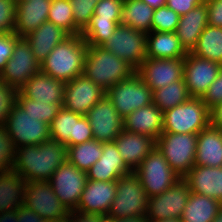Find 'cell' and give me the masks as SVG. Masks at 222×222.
Returning <instances> with one entry per match:
<instances>
[{
	"mask_svg": "<svg viewBox=\"0 0 222 222\" xmlns=\"http://www.w3.org/2000/svg\"><path fill=\"white\" fill-rule=\"evenodd\" d=\"M210 125L222 130V103L209 110Z\"/></svg>",
	"mask_w": 222,
	"mask_h": 222,
	"instance_id": "cell-51",
	"label": "cell"
},
{
	"mask_svg": "<svg viewBox=\"0 0 222 222\" xmlns=\"http://www.w3.org/2000/svg\"><path fill=\"white\" fill-rule=\"evenodd\" d=\"M57 222H74V221H73V217L71 215H69L68 217L63 218Z\"/></svg>",
	"mask_w": 222,
	"mask_h": 222,
	"instance_id": "cell-59",
	"label": "cell"
},
{
	"mask_svg": "<svg viewBox=\"0 0 222 222\" xmlns=\"http://www.w3.org/2000/svg\"><path fill=\"white\" fill-rule=\"evenodd\" d=\"M4 127L15 148L24 145H39L50 139L49 125L25 113L17 103L13 105Z\"/></svg>",
	"mask_w": 222,
	"mask_h": 222,
	"instance_id": "cell-9",
	"label": "cell"
},
{
	"mask_svg": "<svg viewBox=\"0 0 222 222\" xmlns=\"http://www.w3.org/2000/svg\"><path fill=\"white\" fill-rule=\"evenodd\" d=\"M207 25L208 12L205 2L180 17L175 33L187 52H192L196 47L199 37Z\"/></svg>",
	"mask_w": 222,
	"mask_h": 222,
	"instance_id": "cell-27",
	"label": "cell"
},
{
	"mask_svg": "<svg viewBox=\"0 0 222 222\" xmlns=\"http://www.w3.org/2000/svg\"><path fill=\"white\" fill-rule=\"evenodd\" d=\"M193 193L214 198L222 203V166L194 165L183 177Z\"/></svg>",
	"mask_w": 222,
	"mask_h": 222,
	"instance_id": "cell-25",
	"label": "cell"
},
{
	"mask_svg": "<svg viewBox=\"0 0 222 222\" xmlns=\"http://www.w3.org/2000/svg\"><path fill=\"white\" fill-rule=\"evenodd\" d=\"M135 72L130 64L102 46L88 45L83 74L104 91Z\"/></svg>",
	"mask_w": 222,
	"mask_h": 222,
	"instance_id": "cell-3",
	"label": "cell"
},
{
	"mask_svg": "<svg viewBox=\"0 0 222 222\" xmlns=\"http://www.w3.org/2000/svg\"><path fill=\"white\" fill-rule=\"evenodd\" d=\"M194 165L222 166V130L209 124L197 134Z\"/></svg>",
	"mask_w": 222,
	"mask_h": 222,
	"instance_id": "cell-28",
	"label": "cell"
},
{
	"mask_svg": "<svg viewBox=\"0 0 222 222\" xmlns=\"http://www.w3.org/2000/svg\"><path fill=\"white\" fill-rule=\"evenodd\" d=\"M124 129L156 139L163 133V112L155 104L134 110L123 119Z\"/></svg>",
	"mask_w": 222,
	"mask_h": 222,
	"instance_id": "cell-26",
	"label": "cell"
},
{
	"mask_svg": "<svg viewBox=\"0 0 222 222\" xmlns=\"http://www.w3.org/2000/svg\"><path fill=\"white\" fill-rule=\"evenodd\" d=\"M16 148L4 125H0V173L13 169Z\"/></svg>",
	"mask_w": 222,
	"mask_h": 222,
	"instance_id": "cell-43",
	"label": "cell"
},
{
	"mask_svg": "<svg viewBox=\"0 0 222 222\" xmlns=\"http://www.w3.org/2000/svg\"><path fill=\"white\" fill-rule=\"evenodd\" d=\"M48 21L62 28L69 35H75V22L70 0H52Z\"/></svg>",
	"mask_w": 222,
	"mask_h": 222,
	"instance_id": "cell-38",
	"label": "cell"
},
{
	"mask_svg": "<svg viewBox=\"0 0 222 222\" xmlns=\"http://www.w3.org/2000/svg\"><path fill=\"white\" fill-rule=\"evenodd\" d=\"M190 95L184 79L172 82L168 86L153 91V104L164 112L187 101Z\"/></svg>",
	"mask_w": 222,
	"mask_h": 222,
	"instance_id": "cell-35",
	"label": "cell"
},
{
	"mask_svg": "<svg viewBox=\"0 0 222 222\" xmlns=\"http://www.w3.org/2000/svg\"><path fill=\"white\" fill-rule=\"evenodd\" d=\"M204 2L205 0H166V6L183 16Z\"/></svg>",
	"mask_w": 222,
	"mask_h": 222,
	"instance_id": "cell-49",
	"label": "cell"
},
{
	"mask_svg": "<svg viewBox=\"0 0 222 222\" xmlns=\"http://www.w3.org/2000/svg\"><path fill=\"white\" fill-rule=\"evenodd\" d=\"M149 197L132 171L116 180V195L107 216L120 219L146 215Z\"/></svg>",
	"mask_w": 222,
	"mask_h": 222,
	"instance_id": "cell-5",
	"label": "cell"
},
{
	"mask_svg": "<svg viewBox=\"0 0 222 222\" xmlns=\"http://www.w3.org/2000/svg\"><path fill=\"white\" fill-rule=\"evenodd\" d=\"M92 128L93 137L100 142H113L124 129L123 118L110 99L104 95L85 115Z\"/></svg>",
	"mask_w": 222,
	"mask_h": 222,
	"instance_id": "cell-16",
	"label": "cell"
},
{
	"mask_svg": "<svg viewBox=\"0 0 222 222\" xmlns=\"http://www.w3.org/2000/svg\"><path fill=\"white\" fill-rule=\"evenodd\" d=\"M116 195V181L87 180L75 211L106 216Z\"/></svg>",
	"mask_w": 222,
	"mask_h": 222,
	"instance_id": "cell-20",
	"label": "cell"
},
{
	"mask_svg": "<svg viewBox=\"0 0 222 222\" xmlns=\"http://www.w3.org/2000/svg\"><path fill=\"white\" fill-rule=\"evenodd\" d=\"M221 208L220 201L191 192L180 219L182 222H212Z\"/></svg>",
	"mask_w": 222,
	"mask_h": 222,
	"instance_id": "cell-32",
	"label": "cell"
},
{
	"mask_svg": "<svg viewBox=\"0 0 222 222\" xmlns=\"http://www.w3.org/2000/svg\"><path fill=\"white\" fill-rule=\"evenodd\" d=\"M221 69V64L188 52L184 57L183 78L190 97L202 98Z\"/></svg>",
	"mask_w": 222,
	"mask_h": 222,
	"instance_id": "cell-17",
	"label": "cell"
},
{
	"mask_svg": "<svg viewBox=\"0 0 222 222\" xmlns=\"http://www.w3.org/2000/svg\"><path fill=\"white\" fill-rule=\"evenodd\" d=\"M25 97L43 103H64L65 82L38 72L19 90Z\"/></svg>",
	"mask_w": 222,
	"mask_h": 222,
	"instance_id": "cell-24",
	"label": "cell"
},
{
	"mask_svg": "<svg viewBox=\"0 0 222 222\" xmlns=\"http://www.w3.org/2000/svg\"><path fill=\"white\" fill-rule=\"evenodd\" d=\"M154 11L155 8L142 0H124L120 24L128 25L137 31L148 34L151 32Z\"/></svg>",
	"mask_w": 222,
	"mask_h": 222,
	"instance_id": "cell-33",
	"label": "cell"
},
{
	"mask_svg": "<svg viewBox=\"0 0 222 222\" xmlns=\"http://www.w3.org/2000/svg\"><path fill=\"white\" fill-rule=\"evenodd\" d=\"M114 142L124 163L131 171H134L156 147L153 138L126 129L122 130Z\"/></svg>",
	"mask_w": 222,
	"mask_h": 222,
	"instance_id": "cell-22",
	"label": "cell"
},
{
	"mask_svg": "<svg viewBox=\"0 0 222 222\" xmlns=\"http://www.w3.org/2000/svg\"><path fill=\"white\" fill-rule=\"evenodd\" d=\"M17 0H0V34L13 33Z\"/></svg>",
	"mask_w": 222,
	"mask_h": 222,
	"instance_id": "cell-45",
	"label": "cell"
},
{
	"mask_svg": "<svg viewBox=\"0 0 222 222\" xmlns=\"http://www.w3.org/2000/svg\"><path fill=\"white\" fill-rule=\"evenodd\" d=\"M49 127L50 139L58 141L66 147L94 139L89 120L64 107L54 117Z\"/></svg>",
	"mask_w": 222,
	"mask_h": 222,
	"instance_id": "cell-12",
	"label": "cell"
},
{
	"mask_svg": "<svg viewBox=\"0 0 222 222\" xmlns=\"http://www.w3.org/2000/svg\"><path fill=\"white\" fill-rule=\"evenodd\" d=\"M124 0H100L91 21H120Z\"/></svg>",
	"mask_w": 222,
	"mask_h": 222,
	"instance_id": "cell-42",
	"label": "cell"
},
{
	"mask_svg": "<svg viewBox=\"0 0 222 222\" xmlns=\"http://www.w3.org/2000/svg\"><path fill=\"white\" fill-rule=\"evenodd\" d=\"M180 15L166 5L155 8L151 31L175 32L180 21Z\"/></svg>",
	"mask_w": 222,
	"mask_h": 222,
	"instance_id": "cell-41",
	"label": "cell"
},
{
	"mask_svg": "<svg viewBox=\"0 0 222 222\" xmlns=\"http://www.w3.org/2000/svg\"><path fill=\"white\" fill-rule=\"evenodd\" d=\"M120 21H90L81 33L87 45L102 46L114 33Z\"/></svg>",
	"mask_w": 222,
	"mask_h": 222,
	"instance_id": "cell-39",
	"label": "cell"
},
{
	"mask_svg": "<svg viewBox=\"0 0 222 222\" xmlns=\"http://www.w3.org/2000/svg\"><path fill=\"white\" fill-rule=\"evenodd\" d=\"M131 172L113 141L103 143L101 157L86 171V175L88 180L116 181Z\"/></svg>",
	"mask_w": 222,
	"mask_h": 222,
	"instance_id": "cell-21",
	"label": "cell"
},
{
	"mask_svg": "<svg viewBox=\"0 0 222 222\" xmlns=\"http://www.w3.org/2000/svg\"><path fill=\"white\" fill-rule=\"evenodd\" d=\"M212 222H222V208L220 209V211L218 212V214L216 215V217Z\"/></svg>",
	"mask_w": 222,
	"mask_h": 222,
	"instance_id": "cell-58",
	"label": "cell"
},
{
	"mask_svg": "<svg viewBox=\"0 0 222 222\" xmlns=\"http://www.w3.org/2000/svg\"><path fill=\"white\" fill-rule=\"evenodd\" d=\"M190 194L188 183L180 178L162 194L150 197L145 215L148 222L160 219H180Z\"/></svg>",
	"mask_w": 222,
	"mask_h": 222,
	"instance_id": "cell-13",
	"label": "cell"
},
{
	"mask_svg": "<svg viewBox=\"0 0 222 222\" xmlns=\"http://www.w3.org/2000/svg\"><path fill=\"white\" fill-rule=\"evenodd\" d=\"M150 222H182L179 218L152 220Z\"/></svg>",
	"mask_w": 222,
	"mask_h": 222,
	"instance_id": "cell-57",
	"label": "cell"
},
{
	"mask_svg": "<svg viewBox=\"0 0 222 222\" xmlns=\"http://www.w3.org/2000/svg\"><path fill=\"white\" fill-rule=\"evenodd\" d=\"M88 178L86 172L72 163H62L48 181L58 199L71 212L75 211Z\"/></svg>",
	"mask_w": 222,
	"mask_h": 222,
	"instance_id": "cell-15",
	"label": "cell"
},
{
	"mask_svg": "<svg viewBox=\"0 0 222 222\" xmlns=\"http://www.w3.org/2000/svg\"><path fill=\"white\" fill-rule=\"evenodd\" d=\"M16 103L24 110L25 113L36 117L39 121H42L48 125L54 117L63 108V103H43L36 100H31L25 97L19 90L16 96Z\"/></svg>",
	"mask_w": 222,
	"mask_h": 222,
	"instance_id": "cell-37",
	"label": "cell"
},
{
	"mask_svg": "<svg viewBox=\"0 0 222 222\" xmlns=\"http://www.w3.org/2000/svg\"><path fill=\"white\" fill-rule=\"evenodd\" d=\"M100 0H70L75 22V35H80L89 25Z\"/></svg>",
	"mask_w": 222,
	"mask_h": 222,
	"instance_id": "cell-40",
	"label": "cell"
},
{
	"mask_svg": "<svg viewBox=\"0 0 222 222\" xmlns=\"http://www.w3.org/2000/svg\"><path fill=\"white\" fill-rule=\"evenodd\" d=\"M16 213L18 216V222H46L43 218L25 205L16 209Z\"/></svg>",
	"mask_w": 222,
	"mask_h": 222,
	"instance_id": "cell-50",
	"label": "cell"
},
{
	"mask_svg": "<svg viewBox=\"0 0 222 222\" xmlns=\"http://www.w3.org/2000/svg\"><path fill=\"white\" fill-rule=\"evenodd\" d=\"M69 36L62 28L47 20L24 38L29 43L35 59L41 63L55 46Z\"/></svg>",
	"mask_w": 222,
	"mask_h": 222,
	"instance_id": "cell-29",
	"label": "cell"
},
{
	"mask_svg": "<svg viewBox=\"0 0 222 222\" xmlns=\"http://www.w3.org/2000/svg\"><path fill=\"white\" fill-rule=\"evenodd\" d=\"M142 1L153 8H158L160 6L166 5V0H142Z\"/></svg>",
	"mask_w": 222,
	"mask_h": 222,
	"instance_id": "cell-55",
	"label": "cell"
},
{
	"mask_svg": "<svg viewBox=\"0 0 222 222\" xmlns=\"http://www.w3.org/2000/svg\"><path fill=\"white\" fill-rule=\"evenodd\" d=\"M88 45L82 35H70L40 63L41 72L69 82L83 74Z\"/></svg>",
	"mask_w": 222,
	"mask_h": 222,
	"instance_id": "cell-2",
	"label": "cell"
},
{
	"mask_svg": "<svg viewBox=\"0 0 222 222\" xmlns=\"http://www.w3.org/2000/svg\"><path fill=\"white\" fill-rule=\"evenodd\" d=\"M201 99L209 110L222 103V69Z\"/></svg>",
	"mask_w": 222,
	"mask_h": 222,
	"instance_id": "cell-46",
	"label": "cell"
},
{
	"mask_svg": "<svg viewBox=\"0 0 222 222\" xmlns=\"http://www.w3.org/2000/svg\"><path fill=\"white\" fill-rule=\"evenodd\" d=\"M24 205L48 222H57L70 215L48 181H27Z\"/></svg>",
	"mask_w": 222,
	"mask_h": 222,
	"instance_id": "cell-11",
	"label": "cell"
},
{
	"mask_svg": "<svg viewBox=\"0 0 222 222\" xmlns=\"http://www.w3.org/2000/svg\"><path fill=\"white\" fill-rule=\"evenodd\" d=\"M20 37L16 33L0 34V74L13 53L15 42Z\"/></svg>",
	"mask_w": 222,
	"mask_h": 222,
	"instance_id": "cell-47",
	"label": "cell"
},
{
	"mask_svg": "<svg viewBox=\"0 0 222 222\" xmlns=\"http://www.w3.org/2000/svg\"><path fill=\"white\" fill-rule=\"evenodd\" d=\"M191 53L222 65V28L207 25Z\"/></svg>",
	"mask_w": 222,
	"mask_h": 222,
	"instance_id": "cell-34",
	"label": "cell"
},
{
	"mask_svg": "<svg viewBox=\"0 0 222 222\" xmlns=\"http://www.w3.org/2000/svg\"><path fill=\"white\" fill-rule=\"evenodd\" d=\"M70 215L74 222H96V215L82 214L77 211H71Z\"/></svg>",
	"mask_w": 222,
	"mask_h": 222,
	"instance_id": "cell-52",
	"label": "cell"
},
{
	"mask_svg": "<svg viewBox=\"0 0 222 222\" xmlns=\"http://www.w3.org/2000/svg\"><path fill=\"white\" fill-rule=\"evenodd\" d=\"M104 95L106 91L82 74L65 83L63 107L85 116Z\"/></svg>",
	"mask_w": 222,
	"mask_h": 222,
	"instance_id": "cell-18",
	"label": "cell"
},
{
	"mask_svg": "<svg viewBox=\"0 0 222 222\" xmlns=\"http://www.w3.org/2000/svg\"><path fill=\"white\" fill-rule=\"evenodd\" d=\"M209 124V109L201 98L190 97L163 112V132L198 134Z\"/></svg>",
	"mask_w": 222,
	"mask_h": 222,
	"instance_id": "cell-4",
	"label": "cell"
},
{
	"mask_svg": "<svg viewBox=\"0 0 222 222\" xmlns=\"http://www.w3.org/2000/svg\"><path fill=\"white\" fill-rule=\"evenodd\" d=\"M18 90L0 78V125H4L13 105L16 103Z\"/></svg>",
	"mask_w": 222,
	"mask_h": 222,
	"instance_id": "cell-44",
	"label": "cell"
},
{
	"mask_svg": "<svg viewBox=\"0 0 222 222\" xmlns=\"http://www.w3.org/2000/svg\"><path fill=\"white\" fill-rule=\"evenodd\" d=\"M113 222H148V220L147 217L143 215V216H133L120 219H113Z\"/></svg>",
	"mask_w": 222,
	"mask_h": 222,
	"instance_id": "cell-54",
	"label": "cell"
},
{
	"mask_svg": "<svg viewBox=\"0 0 222 222\" xmlns=\"http://www.w3.org/2000/svg\"><path fill=\"white\" fill-rule=\"evenodd\" d=\"M40 71L41 64L35 59L29 43L24 37H20L15 42L11 58L1 72L0 78L20 90L33 75Z\"/></svg>",
	"mask_w": 222,
	"mask_h": 222,
	"instance_id": "cell-14",
	"label": "cell"
},
{
	"mask_svg": "<svg viewBox=\"0 0 222 222\" xmlns=\"http://www.w3.org/2000/svg\"><path fill=\"white\" fill-rule=\"evenodd\" d=\"M67 148L68 161L86 172L101 157L103 142L93 139Z\"/></svg>",
	"mask_w": 222,
	"mask_h": 222,
	"instance_id": "cell-36",
	"label": "cell"
},
{
	"mask_svg": "<svg viewBox=\"0 0 222 222\" xmlns=\"http://www.w3.org/2000/svg\"><path fill=\"white\" fill-rule=\"evenodd\" d=\"M146 37L147 34L144 32L137 31L128 25L118 24L114 33L102 47L137 70L147 58Z\"/></svg>",
	"mask_w": 222,
	"mask_h": 222,
	"instance_id": "cell-10",
	"label": "cell"
},
{
	"mask_svg": "<svg viewBox=\"0 0 222 222\" xmlns=\"http://www.w3.org/2000/svg\"><path fill=\"white\" fill-rule=\"evenodd\" d=\"M188 52L175 32L151 31L146 37V55L151 59L184 58Z\"/></svg>",
	"mask_w": 222,
	"mask_h": 222,
	"instance_id": "cell-30",
	"label": "cell"
},
{
	"mask_svg": "<svg viewBox=\"0 0 222 222\" xmlns=\"http://www.w3.org/2000/svg\"><path fill=\"white\" fill-rule=\"evenodd\" d=\"M106 96L123 119L134 110L153 103V91L136 72L108 89Z\"/></svg>",
	"mask_w": 222,
	"mask_h": 222,
	"instance_id": "cell-8",
	"label": "cell"
},
{
	"mask_svg": "<svg viewBox=\"0 0 222 222\" xmlns=\"http://www.w3.org/2000/svg\"><path fill=\"white\" fill-rule=\"evenodd\" d=\"M133 172L140 179L149 198L162 194L181 178L171 169L157 147L148 154Z\"/></svg>",
	"mask_w": 222,
	"mask_h": 222,
	"instance_id": "cell-7",
	"label": "cell"
},
{
	"mask_svg": "<svg viewBox=\"0 0 222 222\" xmlns=\"http://www.w3.org/2000/svg\"><path fill=\"white\" fill-rule=\"evenodd\" d=\"M52 0H17L14 33L25 37L48 20Z\"/></svg>",
	"mask_w": 222,
	"mask_h": 222,
	"instance_id": "cell-23",
	"label": "cell"
},
{
	"mask_svg": "<svg viewBox=\"0 0 222 222\" xmlns=\"http://www.w3.org/2000/svg\"><path fill=\"white\" fill-rule=\"evenodd\" d=\"M27 181L13 170L0 173V213L24 205Z\"/></svg>",
	"mask_w": 222,
	"mask_h": 222,
	"instance_id": "cell-31",
	"label": "cell"
},
{
	"mask_svg": "<svg viewBox=\"0 0 222 222\" xmlns=\"http://www.w3.org/2000/svg\"><path fill=\"white\" fill-rule=\"evenodd\" d=\"M156 147L171 169L183 178L194 166L197 134L163 132L156 139Z\"/></svg>",
	"mask_w": 222,
	"mask_h": 222,
	"instance_id": "cell-6",
	"label": "cell"
},
{
	"mask_svg": "<svg viewBox=\"0 0 222 222\" xmlns=\"http://www.w3.org/2000/svg\"><path fill=\"white\" fill-rule=\"evenodd\" d=\"M184 58L151 59L146 58L136 73L152 91L168 86L183 78Z\"/></svg>",
	"mask_w": 222,
	"mask_h": 222,
	"instance_id": "cell-19",
	"label": "cell"
},
{
	"mask_svg": "<svg viewBox=\"0 0 222 222\" xmlns=\"http://www.w3.org/2000/svg\"><path fill=\"white\" fill-rule=\"evenodd\" d=\"M96 222H113V219L109 216H96Z\"/></svg>",
	"mask_w": 222,
	"mask_h": 222,
	"instance_id": "cell-56",
	"label": "cell"
},
{
	"mask_svg": "<svg viewBox=\"0 0 222 222\" xmlns=\"http://www.w3.org/2000/svg\"><path fill=\"white\" fill-rule=\"evenodd\" d=\"M208 12V25L222 28V0H205Z\"/></svg>",
	"mask_w": 222,
	"mask_h": 222,
	"instance_id": "cell-48",
	"label": "cell"
},
{
	"mask_svg": "<svg viewBox=\"0 0 222 222\" xmlns=\"http://www.w3.org/2000/svg\"><path fill=\"white\" fill-rule=\"evenodd\" d=\"M0 222H18L16 210L0 213Z\"/></svg>",
	"mask_w": 222,
	"mask_h": 222,
	"instance_id": "cell-53",
	"label": "cell"
},
{
	"mask_svg": "<svg viewBox=\"0 0 222 222\" xmlns=\"http://www.w3.org/2000/svg\"><path fill=\"white\" fill-rule=\"evenodd\" d=\"M68 161V148L48 139L39 145L16 148L13 171L26 181H49L62 163Z\"/></svg>",
	"mask_w": 222,
	"mask_h": 222,
	"instance_id": "cell-1",
	"label": "cell"
}]
</instances>
